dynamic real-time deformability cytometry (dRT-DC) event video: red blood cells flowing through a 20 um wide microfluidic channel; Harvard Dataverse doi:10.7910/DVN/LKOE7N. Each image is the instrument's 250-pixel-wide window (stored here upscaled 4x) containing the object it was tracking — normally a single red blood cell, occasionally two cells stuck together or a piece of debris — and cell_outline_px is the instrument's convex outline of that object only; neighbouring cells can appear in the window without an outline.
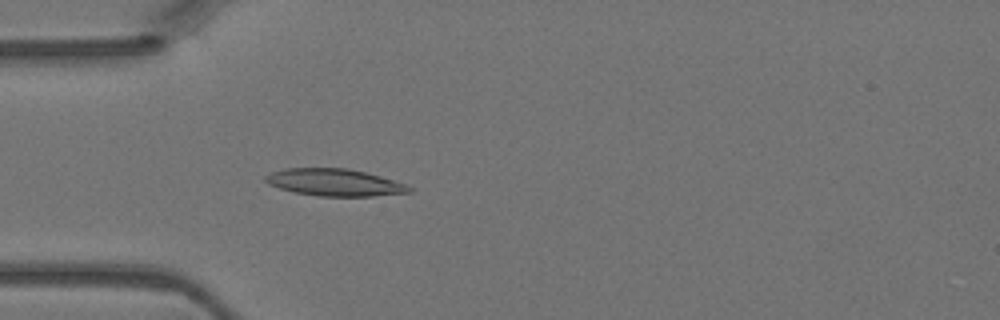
{"species": "Egyptian fruit bat (a non-hibernating species)", "species_latin": "Rousettus aegyptiacus", "temperature_condition": "warm", "stored_images_in_passage": 41, "camera_frame_rate_fps": 3000, "um_per_image_px": 0.085, "animal": {"sex": "female"}, "frame": {"image": 1, "passage_image": 13, "time_ms": 4.0, "image_size_px": [1000, 320], "cell_outline_px": [[412, 192], [372, 196], [320, 196], [292, 192], [268, 184], [264, 180], [264, 176], [272, 172], [284, 168], [348, 168], [364, 172], [408, 184], [412, 188]], "centroid_in_image_um": [28.43, 15.51], "position_along_channel_um": 56.6, "area_um2": 22.72}}
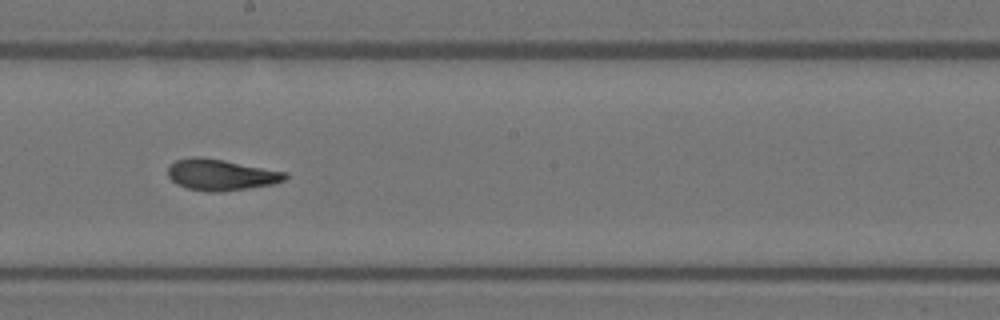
{"frame": {"image": 2, "passage_image": 25, "time_ms": 8.0, "image_size_px": [1000, 320], "cell_outline_px": [[288, 176], [284, 180], [272, 184], [248, 188], [220, 192], [208, 192], [188, 188], [176, 184], [168, 176], [168, 168], [176, 160], [192, 156], [196, 156], [224, 160], [288, 172]], "centroid_in_image_um": [18.78, 14.85], "position_along_channel_um": 229.4, "area_um2": 21.27}}
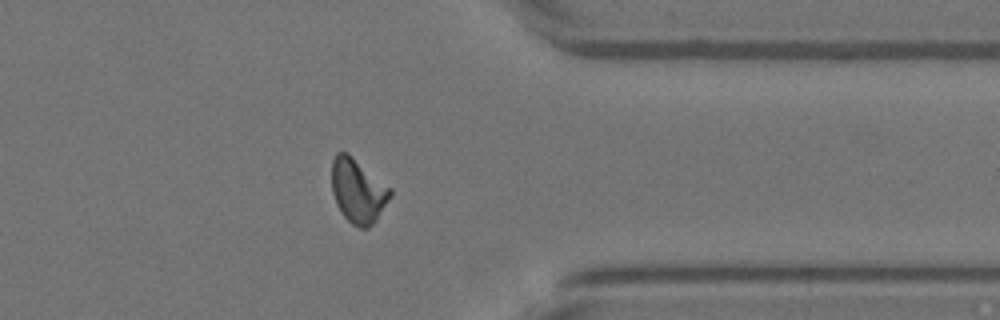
{"frame": {"image": 3, "passage_image": 36, "time_ms": 11.667, "image_size_px": [1000, 320], "cell_outline_px": [[392, 196], [376, 220], [368, 228], [360, 228], [352, 224], [340, 212], [336, 204], [332, 192], [332, 160], [336, 152], [348, 152], [392, 188]], "centroid_in_image_um": [30.43, 16.21], "position_along_channel_um": 381.0, "area_um2": 22.14}}